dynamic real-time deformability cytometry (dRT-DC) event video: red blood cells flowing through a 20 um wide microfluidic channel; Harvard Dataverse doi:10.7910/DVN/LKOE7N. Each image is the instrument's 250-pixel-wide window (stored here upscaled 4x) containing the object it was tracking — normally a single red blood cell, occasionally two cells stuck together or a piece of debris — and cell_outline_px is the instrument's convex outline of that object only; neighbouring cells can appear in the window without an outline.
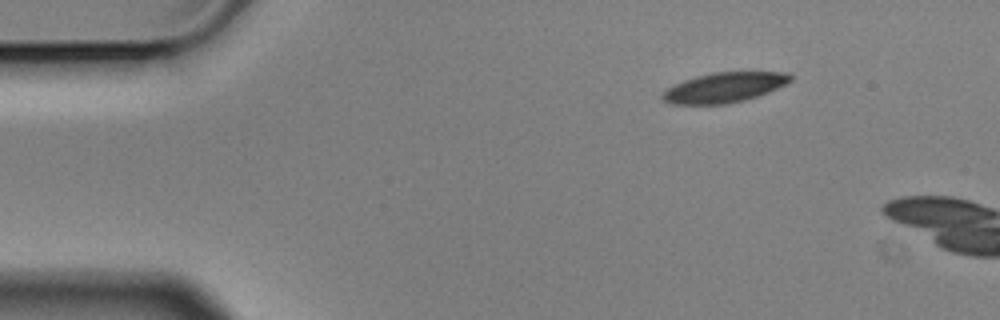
{"species": "Egyptian fruit bat (a non-hibernating species)", "species_latin": "Rousettus aegyptiacus", "temperature_condition": "cold", "stored_images_in_passage": 3, "camera_frame_rate_fps": 3000, "um_per_image_px": 0.085, "animal": {"sex": "male"}, "frame": {"image": 1, "passage_image": 1, "time_ms": 0.0, "image_size_px": [1000, 320], "cell_outline_px": [[792, 80], [768, 92], [744, 100], [728, 104], [672, 104], [660, 100], [660, 96], [672, 84], [696, 76], [712, 72], [788, 72], [792, 76]], "centroid_in_image_um": [61.51, 7.43], "position_along_channel_um": 23.5, "area_um2": 22.37}}